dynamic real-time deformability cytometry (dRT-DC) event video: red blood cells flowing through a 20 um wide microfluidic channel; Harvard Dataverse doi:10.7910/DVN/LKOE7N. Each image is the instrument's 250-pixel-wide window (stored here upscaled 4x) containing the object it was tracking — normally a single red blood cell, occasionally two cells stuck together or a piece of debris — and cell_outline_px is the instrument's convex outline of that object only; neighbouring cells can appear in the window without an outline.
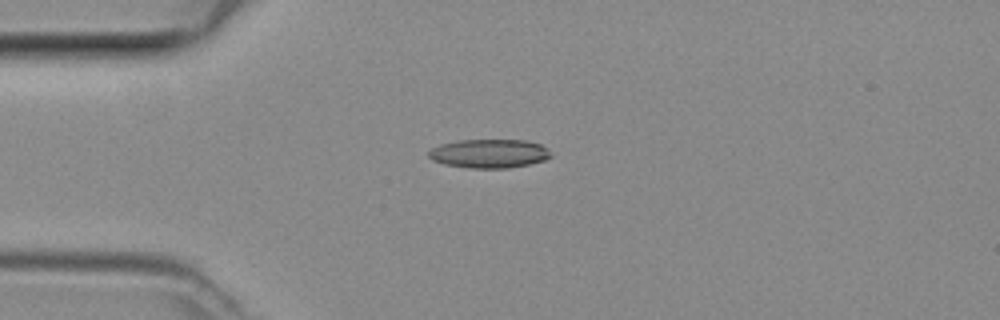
{"species": "common noctule bat (a hibernating species)", "species_latin": "Nyctalus noctula", "temperature_condition": "room temperature", "stored_images_in_passage": 34, "camera_frame_rate_fps": 3000, "um_per_image_px": 0.085, "animal": {"sex": "female", "body_mass_g": 29.2, "forearm_length_mm": 56.3}, "frame": {"image": 1, "passage_image": 3, "time_ms": 0.667, "image_size_px": [1000, 320], "cell_outline_px": [[552, 156], [544, 160], [528, 164], [508, 168], [472, 168], [444, 164], [432, 160], [428, 156], [428, 152], [432, 148], [440, 144], [460, 140], [524, 140], [540, 144]], "centroid_in_image_um": [41.54, 13.05], "position_along_channel_um": 43.5, "area_um2": 20.29}}
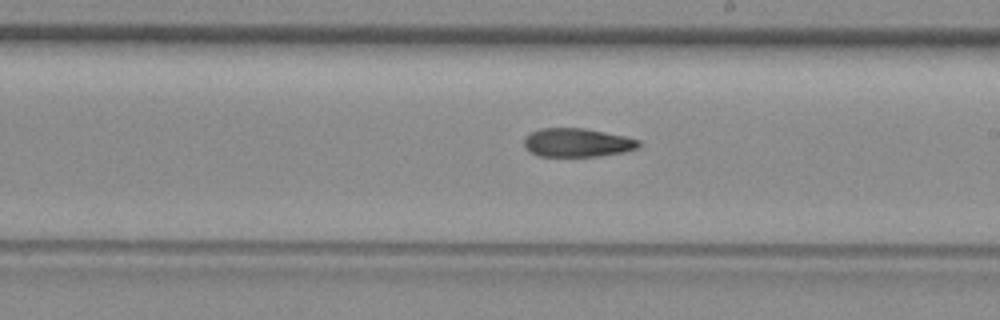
{"frame": {"image": 2, "passage_image": 18, "time_ms": 5.667, "image_size_px": [1000, 320], "cell_outline_px": [[640, 144], [636, 148], [620, 152], [596, 156], [540, 156], [524, 148], [524, 136], [540, 128], [584, 128], [624, 136], [640, 140]], "centroid_in_image_um": [49.01, 12.11], "position_along_channel_um": 240.0, "area_um2": 18.9}}
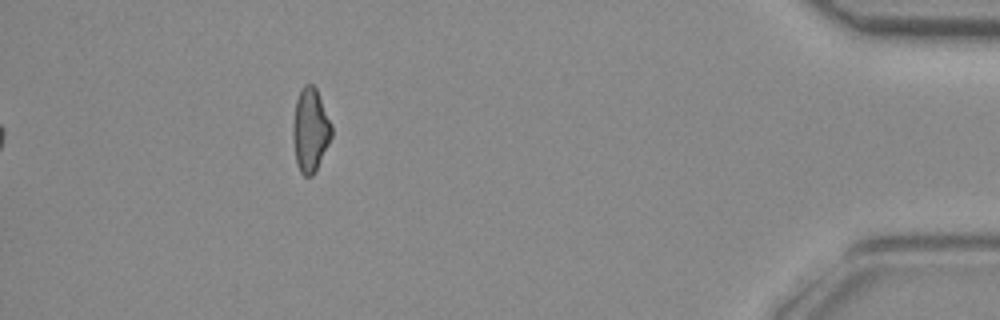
{"frame": {"image": 3, "passage_image": 34, "time_ms": 11.0, "image_size_px": [1000, 320], "cell_outline_px": [[332, 136], [316, 172], [312, 176], [304, 176], [300, 172], [296, 164], [292, 136], [292, 124], [296, 100], [300, 88], [304, 84], [312, 84], [316, 88], [332, 124]], "centroid_in_image_um": [26.36, 11.07], "position_along_channel_um": 408.8, "area_um2": 19.19}}